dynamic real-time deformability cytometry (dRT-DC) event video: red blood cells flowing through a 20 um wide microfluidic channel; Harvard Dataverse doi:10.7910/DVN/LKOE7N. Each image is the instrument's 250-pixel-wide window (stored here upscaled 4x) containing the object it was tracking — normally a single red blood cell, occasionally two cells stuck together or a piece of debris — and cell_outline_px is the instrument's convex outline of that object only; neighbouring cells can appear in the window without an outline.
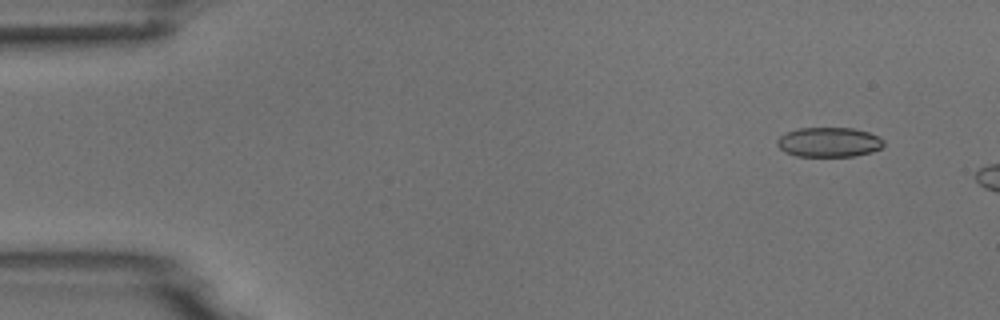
{"species": "common noctule bat (a hibernating species)", "species_latin": "Nyctalus noctula", "temperature_condition": "room temperature", "stored_images_in_passage": 4, "camera_frame_rate_fps": 3000, "um_per_image_px": 0.085, "animal": {"sex": "male", "body_mass_g": 18.8}, "frame": {"image": 1, "passage_image": 2, "time_ms": 1.0, "image_size_px": [1000, 320], "cell_outline_px": [[884, 144], [880, 148], [872, 152], [852, 156], [796, 156], [784, 152], [776, 144], [776, 140], [780, 136], [796, 128], [852, 128], [868, 132], [884, 140]], "centroid_in_image_um": [70.43, 12.08], "position_along_channel_um": 14.6, "area_um2": 18.38}}